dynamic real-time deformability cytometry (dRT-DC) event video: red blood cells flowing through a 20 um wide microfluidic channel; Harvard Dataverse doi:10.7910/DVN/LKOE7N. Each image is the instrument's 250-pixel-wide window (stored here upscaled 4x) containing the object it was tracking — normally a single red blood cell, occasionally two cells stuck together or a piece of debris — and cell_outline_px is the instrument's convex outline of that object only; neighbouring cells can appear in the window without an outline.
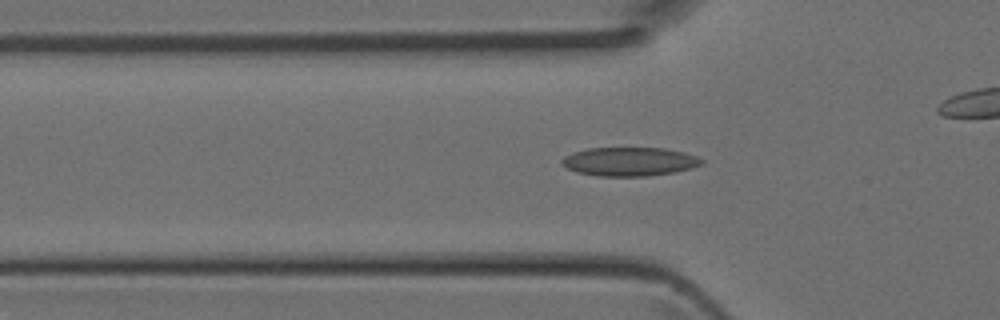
{"species": "Egyptian fruit bat (a non-hibernating species)", "species_latin": "Rousettus aegyptiacus", "temperature_condition": "room temperature", "stored_images_in_passage": 34, "camera_frame_rate_fps": 3000, "um_per_image_px": 0.085, "animal": {"sex": "female"}, "frame": {"image": 1, "passage_image": 7, "time_ms": 2.0, "image_size_px": [1000, 320], "cell_outline_px": [[704, 164], [692, 168], [676, 172], [648, 176], [596, 176], [576, 172], [560, 164], [560, 160], [564, 156], [572, 152], [588, 148], [664, 148], [684, 152], [696, 156], [704, 160]], "centroid_in_image_um": [53.5, 13.74], "position_along_channel_um": 72.3, "area_um2": 23.7}}
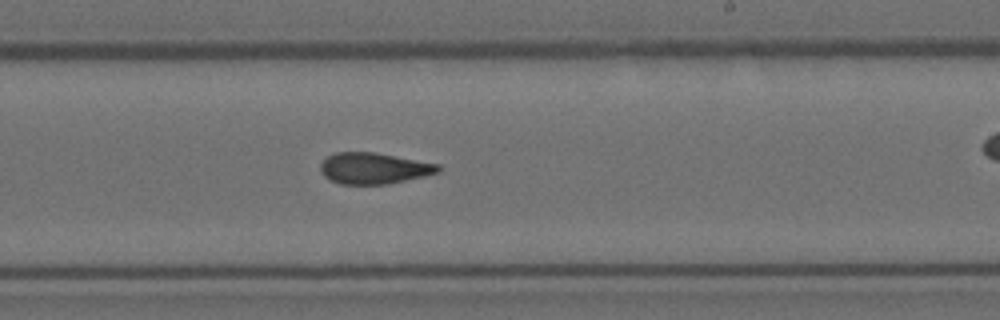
{"frame": {"image": 2, "passage_image": 19, "time_ms": 6.0, "image_size_px": [1000, 320], "cell_outline_px": [[440, 172], [424, 176], [388, 184], [340, 184], [324, 176], [320, 172], [320, 164], [328, 156], [336, 152], [376, 152], [440, 164]], "centroid_in_image_um": [31.79, 14.3], "position_along_channel_um": 257.2, "area_um2": 21.44}}
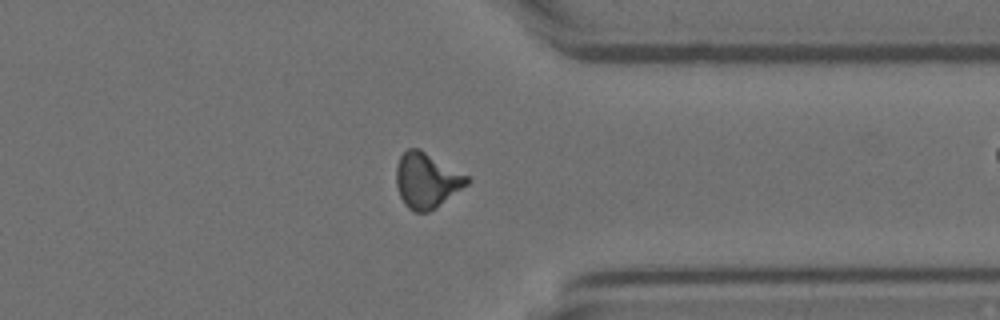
{"frame": {"image": 3, "passage_image": 27, "time_ms": 8.667, "image_size_px": [1000, 320], "cell_outline_px": [[472, 180], [468, 184], [428, 212], [416, 212], [408, 208], [404, 204], [400, 196], [396, 184], [396, 164], [400, 156], [408, 148], [420, 148], [468, 176]], "centroid_in_image_um": [36.24, 15.31], "position_along_channel_um": 375.2, "area_um2": 22.66}}